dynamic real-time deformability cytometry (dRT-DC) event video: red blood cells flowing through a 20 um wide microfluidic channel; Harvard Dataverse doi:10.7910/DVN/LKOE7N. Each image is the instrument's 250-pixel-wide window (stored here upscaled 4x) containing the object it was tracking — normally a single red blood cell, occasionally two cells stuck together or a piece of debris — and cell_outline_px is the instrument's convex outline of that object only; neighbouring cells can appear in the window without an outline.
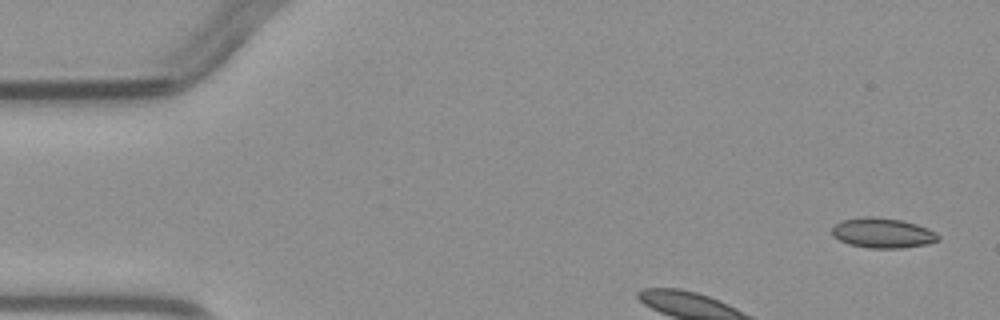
{"species": "common noctule bat (a hibernating species)", "species_latin": "Nyctalus noctula", "temperature_condition": "warm", "stored_images_in_passage": 4, "camera_frame_rate_fps": 3000, "um_per_image_px": 0.085, "animal": {"sex": "male", "body_mass_g": 23.1, "forearm_length_mm": 52.7}, "frame": {"image": 1, "passage_image": 1, "time_ms": 0.0, "image_size_px": [1000, 320], "cell_outline_px": [[940, 240], [928, 244], [900, 248], [868, 248], [848, 244], [832, 236], [832, 228], [840, 220], [864, 216], [872, 216], [900, 220], [916, 224], [928, 228], [936, 232], [940, 236]], "centroid_in_image_um": [75.02, 19.8], "position_along_channel_um": 10.0, "area_um2": 18.73}}
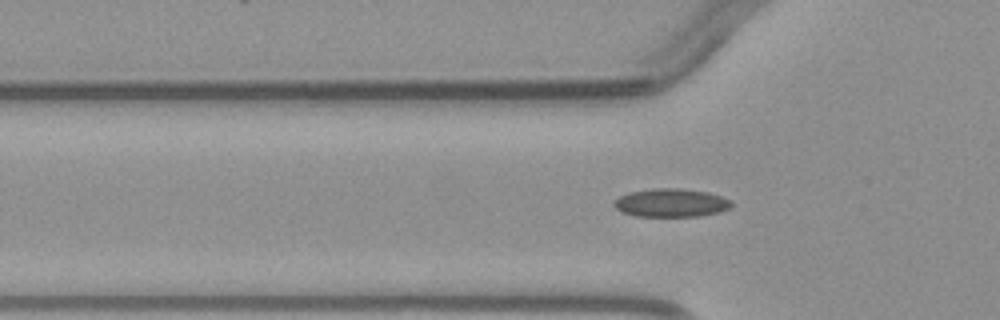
{"frame": {"image": 2, "passage_image": 4, "time_ms": 4.333, "image_size_px": [1000, 320], "cell_outline_px": [[732, 204], [728, 208], [720, 212], [700, 216], [636, 216], [620, 212], [612, 204], [620, 196], [628, 192], [652, 188], [680, 188], [708, 192], [732, 200]], "centroid_in_image_um": [57.03, 17.23], "position_along_channel_um": 68.8, "area_um2": 19.48}}